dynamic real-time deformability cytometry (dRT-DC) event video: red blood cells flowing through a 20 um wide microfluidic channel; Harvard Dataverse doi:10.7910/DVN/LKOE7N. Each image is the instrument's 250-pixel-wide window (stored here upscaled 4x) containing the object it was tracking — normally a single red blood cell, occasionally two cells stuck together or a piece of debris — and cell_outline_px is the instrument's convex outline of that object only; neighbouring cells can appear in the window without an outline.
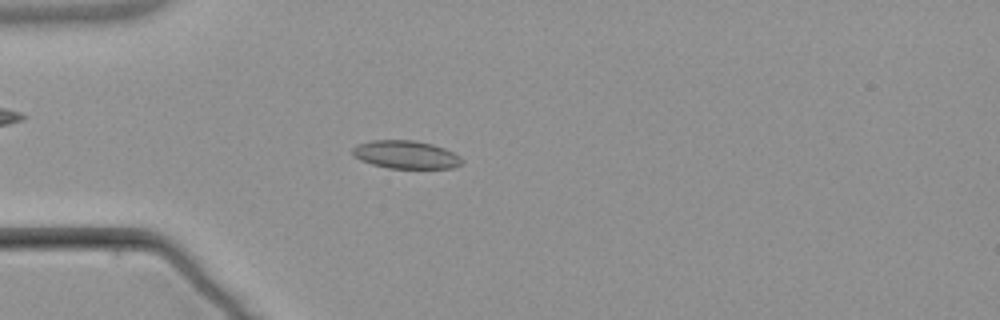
{"species": "common noctule bat (a hibernating species)", "species_latin": "Nyctalus noctula", "temperature_condition": "warm", "stored_images_in_passage": 5, "camera_frame_rate_fps": 3000, "um_per_image_px": 0.085, "animal": {"sex": "male", "body_mass_g": 21.5, "forearm_length_mm": 52.0}, "frame": {"image": 1, "passage_image": 4, "time_ms": 3.667, "image_size_px": [1000, 320], "cell_outline_px": [[464, 164], [452, 168], [388, 168], [372, 164], [360, 160], [352, 156], [352, 148], [356, 144], [372, 140], [412, 140], [432, 144], [444, 148], [460, 156], [464, 160]], "centroid_in_image_um": [34.49, 13.14], "position_along_channel_um": 50.5, "area_um2": 18.03}}